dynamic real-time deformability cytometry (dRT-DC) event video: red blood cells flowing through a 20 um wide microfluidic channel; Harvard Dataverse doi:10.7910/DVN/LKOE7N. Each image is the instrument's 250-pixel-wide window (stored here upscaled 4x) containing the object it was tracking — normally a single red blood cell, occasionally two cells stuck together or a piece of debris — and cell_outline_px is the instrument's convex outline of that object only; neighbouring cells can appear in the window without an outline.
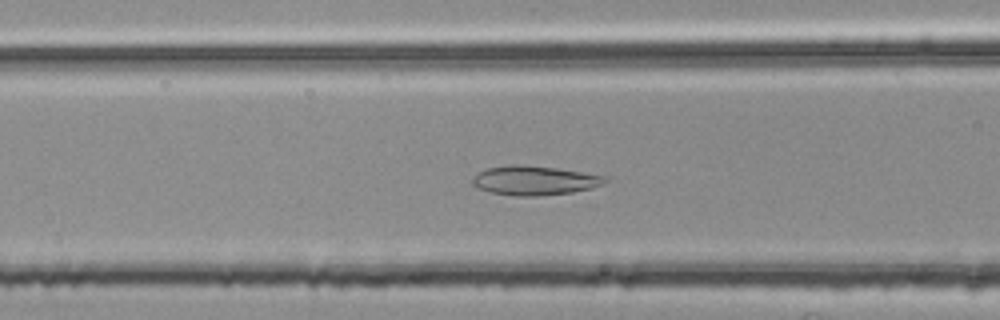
{"species": "common noctule bat (a hibernating species)", "species_latin": "Nyctalus noctula", "temperature_condition": "room temperature", "stored_images_in_passage": 37, "camera_frame_rate_fps": 3000, "um_per_image_px": 0.085, "animal": {"sex": "female", "body_mass_g": 25.1}, "frame": {"image": 1, "passage_image": 7, "time_ms": 2.0, "image_size_px": [1000, 320], "cell_outline_px": [[608, 180], [592, 188], [572, 192], [536, 196], [516, 196], [492, 192], [476, 188], [472, 184], [472, 176], [484, 168], [512, 164], [516, 164], [556, 168], [604, 176]], "centroid_in_image_um": [45.34, 15.33], "position_along_channel_um": 121.3, "area_um2": 22.48}}
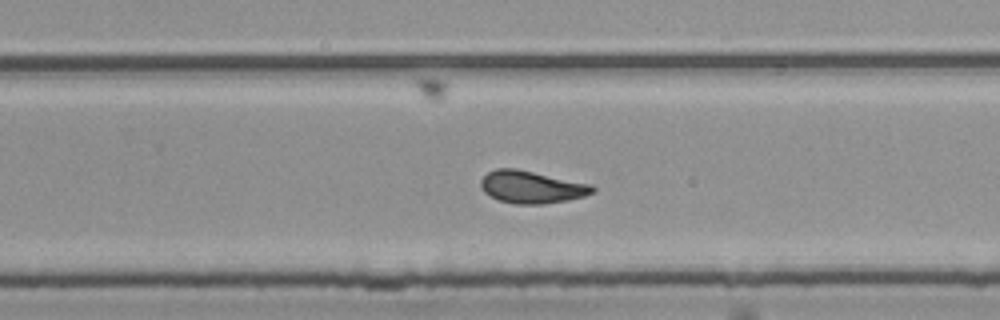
{"frame": {"image": 2, "passage_image": 20, "time_ms": 6.333, "image_size_px": [1000, 320], "cell_outline_px": [[596, 192], [584, 196], [568, 200], [544, 204], [512, 204], [500, 200], [484, 192], [480, 184], [480, 180], [488, 172], [496, 168], [516, 168], [592, 184], [596, 188]], "centroid_in_image_um": [45.21, 15.89], "position_along_channel_um": 284.6, "area_um2": 21.21}}
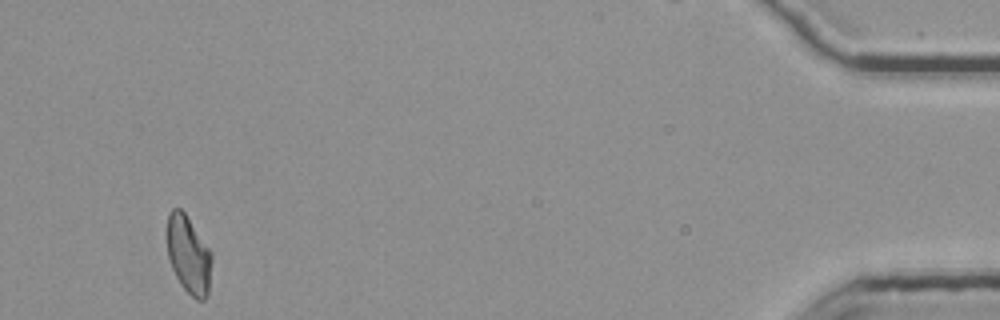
{"frame": {"image": 3, "passage_image": 37, "time_ms": 12.0, "image_size_px": [1000, 320], "cell_outline_px": [[212, 260], [208, 296], [204, 300], [196, 300], [180, 284], [168, 260], [164, 236], [164, 232], [168, 212], [172, 208], [180, 208], [184, 212], [212, 252]], "centroid_in_image_um": [15.98, 21.62], "position_along_channel_um": 419.2, "area_um2": 20.98}, "authors_computed_cell_mechanics": {"area_um2": 20.6346, "velocity_mm_per_s": 3.7749, "shape_relaxation_time_tau1_ms": null, "shape_relaxation_time_tau2_ms": 2.0425, "deformation_change_tau1": null, "deformation_change_tau2": 0.088}}